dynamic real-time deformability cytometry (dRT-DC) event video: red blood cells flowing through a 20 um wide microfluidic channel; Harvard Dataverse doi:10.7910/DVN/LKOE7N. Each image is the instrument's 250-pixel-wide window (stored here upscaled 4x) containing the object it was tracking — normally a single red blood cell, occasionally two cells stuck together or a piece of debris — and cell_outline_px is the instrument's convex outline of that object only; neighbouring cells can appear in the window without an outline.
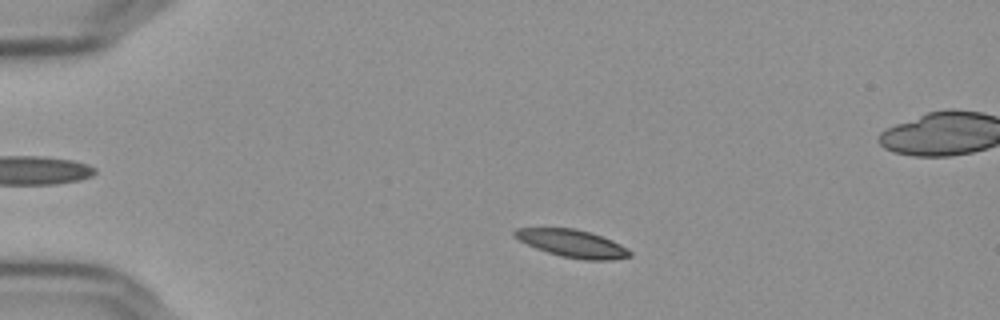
{"species": "Egyptian fruit bat (a non-hibernating species)", "species_latin": "Rousettus aegyptiacus", "temperature_condition": "cold", "stored_images_in_passage": 53, "camera_frame_rate_fps": 3000, "um_per_image_px": 0.085, "frame": {"image": 1, "passage_image": 8, "time_ms": 2.333, "image_size_px": [1000, 320], "cell_outline_px": [[632, 256], [612, 260], [584, 260], [560, 256], [536, 248], [512, 236], [512, 232], [516, 228], [576, 228], [612, 240], [628, 248], [632, 252]], "centroid_in_image_um": [48.66, 20.7], "position_along_channel_um": 36.3, "area_um2": 18.5}}
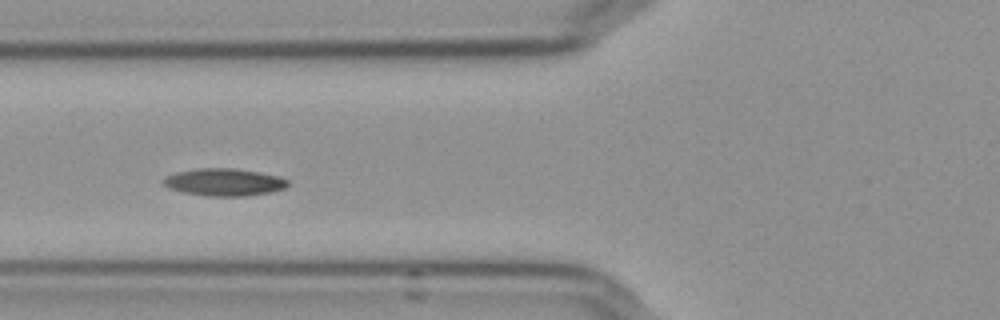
{"frame": {"image": 2, "passage_image": 18, "time_ms": 5.667, "image_size_px": [1000, 320], "cell_outline_px": [[288, 184], [284, 188], [272, 192], [244, 196], [208, 196], [184, 192], [168, 188], [164, 184], [164, 176], [176, 172], [196, 168], [236, 168], [260, 172], [280, 176], [288, 180]], "centroid_in_image_um": [19.06, 15.47], "position_along_channel_um": 106.7, "area_um2": 19.94}}
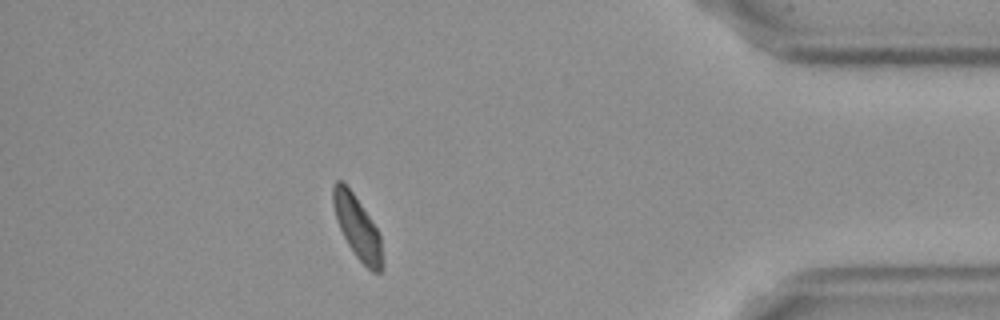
{"frame": {"image": 3, "passage_image": 46, "time_ms": 15.0, "image_size_px": [1000, 320], "cell_outline_px": [[380, 272], [372, 272], [356, 256], [348, 244], [336, 220], [332, 204], [332, 188], [336, 180], [340, 180], [352, 192], [376, 228], [380, 236]], "centroid_in_image_um": [30.31, 19.27], "position_along_channel_um": 404.9, "area_um2": 17.17}}